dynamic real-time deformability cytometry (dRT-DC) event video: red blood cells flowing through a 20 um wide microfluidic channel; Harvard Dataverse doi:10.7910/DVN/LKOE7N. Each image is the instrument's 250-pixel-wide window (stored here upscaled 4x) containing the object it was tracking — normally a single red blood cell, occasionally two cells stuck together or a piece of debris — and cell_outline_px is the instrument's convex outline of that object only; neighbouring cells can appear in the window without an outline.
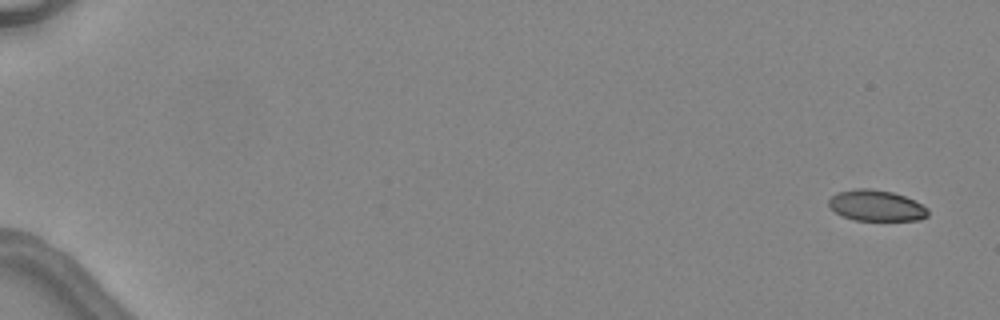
{"species": "common noctule bat (a hibernating species)", "species_latin": "Nyctalus noctula", "temperature_condition": "warm", "stored_images_in_passage": 5, "camera_frame_rate_fps": 3000, "um_per_image_px": 0.085, "animal": {"sex": "female", "body_mass_g": 24.6, "forearm_length_mm": 56.2}, "frame": {"image": 1, "passage_image": 1, "time_ms": 0.0, "image_size_px": [1000, 320], "cell_outline_px": [[928, 216], [920, 220], [856, 220], [844, 216], [836, 212], [828, 204], [828, 200], [836, 192], [856, 188], [868, 188], [892, 192], [904, 196], [928, 208]], "centroid_in_image_um": [74.48, 17.47], "position_along_channel_um": 10.5, "area_um2": 17.74}}